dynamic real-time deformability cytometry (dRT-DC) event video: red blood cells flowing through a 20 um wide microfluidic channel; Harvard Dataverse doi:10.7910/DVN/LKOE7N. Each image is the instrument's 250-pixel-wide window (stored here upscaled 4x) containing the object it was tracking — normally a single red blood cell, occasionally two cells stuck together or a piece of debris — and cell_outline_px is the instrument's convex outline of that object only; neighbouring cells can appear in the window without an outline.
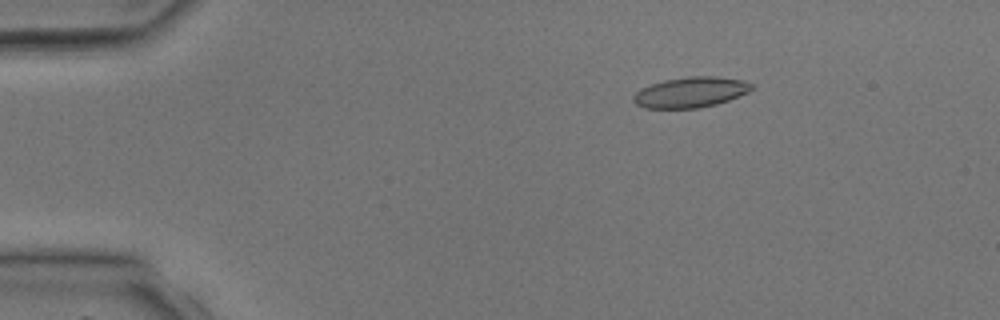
{"species": "common noctule bat (a hibernating species)", "species_latin": "Nyctalus noctula", "temperature_condition": "room temperature", "stored_images_in_passage": 4, "camera_frame_rate_fps": 3000, "um_per_image_px": 0.085, "animal": {"sex": "male", "body_mass_g": 17.9, "forearm_length_mm": 54.2}, "frame": {"image": 1, "passage_image": 2, "time_ms": 1.0, "image_size_px": [1000, 320], "cell_outline_px": [[756, 88], [748, 92], [728, 100], [716, 104], [700, 108], [644, 108], [636, 104], [632, 100], [632, 96], [640, 88], [664, 80], [688, 76], [716, 76], [744, 80], [756, 84]], "centroid_in_image_um": [58.73, 7.83], "position_along_channel_um": 26.3, "area_um2": 21.27}}
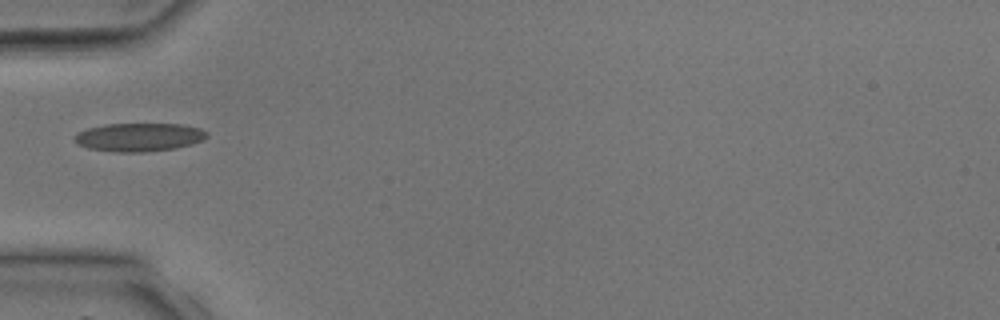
{"frame": {"image": 2, "passage_image": 4, "time_ms": 3.333, "image_size_px": [1000, 320], "cell_outline_px": [[208, 136], [192, 144], [176, 148], [144, 152], [116, 152], [88, 148], [76, 144], [72, 140], [72, 136], [76, 132], [88, 128], [104, 124], [184, 124], [200, 128], [208, 132]], "centroid_in_image_um": [11.77, 11.65], "position_along_channel_um": 73.2, "area_um2": 22.14}}